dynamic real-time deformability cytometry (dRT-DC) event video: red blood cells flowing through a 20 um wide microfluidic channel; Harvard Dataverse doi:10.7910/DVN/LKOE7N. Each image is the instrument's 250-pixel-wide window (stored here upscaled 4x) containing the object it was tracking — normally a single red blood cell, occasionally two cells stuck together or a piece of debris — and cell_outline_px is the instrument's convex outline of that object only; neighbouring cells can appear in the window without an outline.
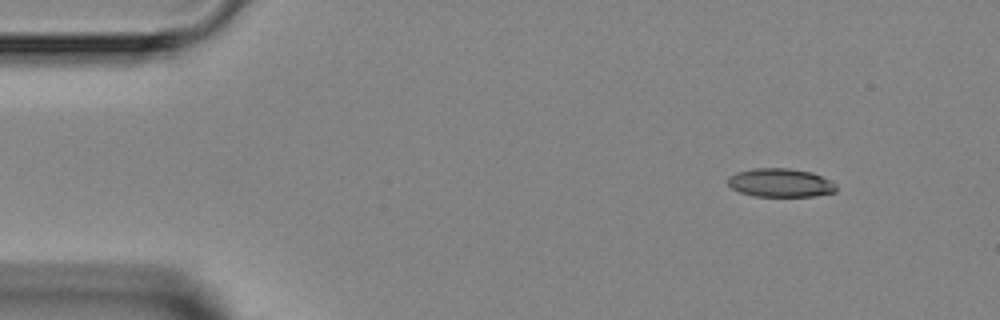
{"species": "Egyptian fruit bat (a non-hibernating species)", "species_latin": "Rousettus aegyptiacus", "temperature_condition": "room temperature", "stored_images_in_passage": 4, "segment_of_instrument_passage": [1, 2], "camera_frame_rate_fps": 3000, "um_per_image_px": 0.085, "animal": {"sex": "female"}, "frame": {"image": 1, "passage_image": 1, "time_ms": 0.0, "image_size_px": [1000, 320], "cell_outline_px": [[836, 192], [816, 196], [752, 196], [740, 192], [732, 188], [728, 184], [728, 176], [736, 172], [752, 168], [788, 168], [812, 172], [836, 184]], "centroid_in_image_um": [66.31, 15.53], "position_along_channel_um": 18.7, "area_um2": 18.09}}